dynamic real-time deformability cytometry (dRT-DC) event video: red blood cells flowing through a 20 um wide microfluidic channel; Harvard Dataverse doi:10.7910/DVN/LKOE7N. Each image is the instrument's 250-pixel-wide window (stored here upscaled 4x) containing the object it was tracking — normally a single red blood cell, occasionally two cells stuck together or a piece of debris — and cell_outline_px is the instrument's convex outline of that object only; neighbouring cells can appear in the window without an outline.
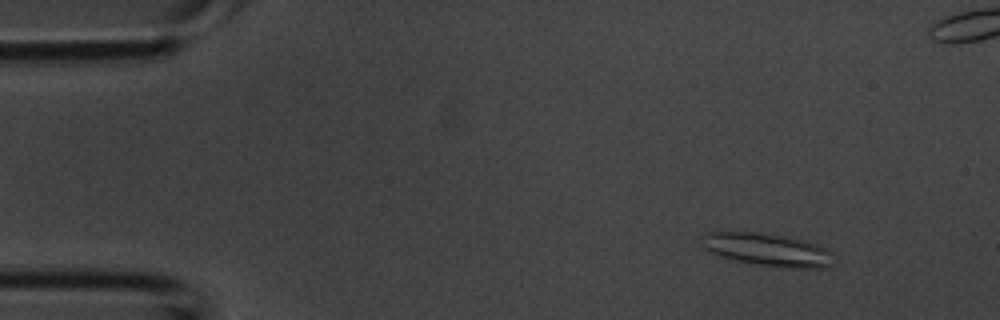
{"species": "common noctule bat (a hibernating species)", "species_latin": "Nyctalus noctula", "temperature_condition": "room temperature", "stored_images_in_passage": 43, "camera_frame_rate_fps": 3000, "um_per_image_px": 0.085, "animal": {"sex": "male", "body_mass_g": 20.1, "forearm_length_mm": 53.5}, "frame": {"image": 1, "passage_image": 4, "time_ms": 1.0, "image_size_px": [1000, 320], "cell_outline_px": [[832, 252], [828, 264], [824, 268], [792, 268], [756, 264], [736, 260], [720, 256], [704, 248], [700, 236], [708, 232], [752, 232], [784, 236], [800, 240], [824, 248]], "centroid_in_image_um": [65.15, 21.22], "position_along_channel_um": 19.9, "area_um2": 24.45}}
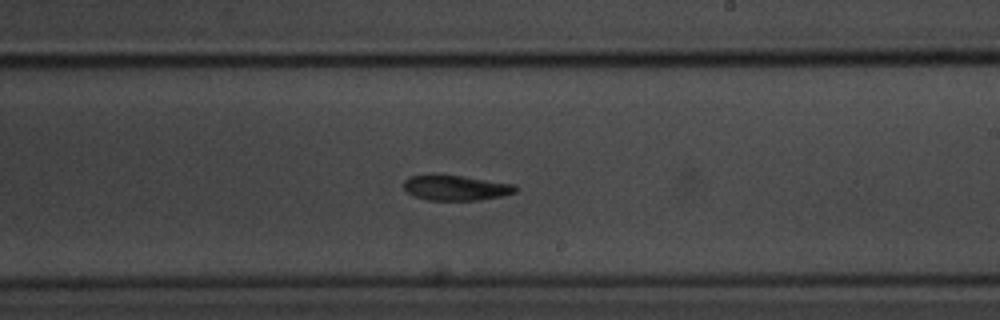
{"frame": {"image": 2, "passage_image": 24, "time_ms": 7.667, "image_size_px": [1000, 320], "cell_outline_px": [[516, 192], [500, 196], [480, 200], [428, 200], [416, 196], [408, 192], [404, 188], [404, 180], [408, 176], [460, 176], [512, 184], [516, 188]], "centroid_in_image_um": [38.73, 15.98], "position_along_channel_um": 250.3, "area_um2": 15.78}}
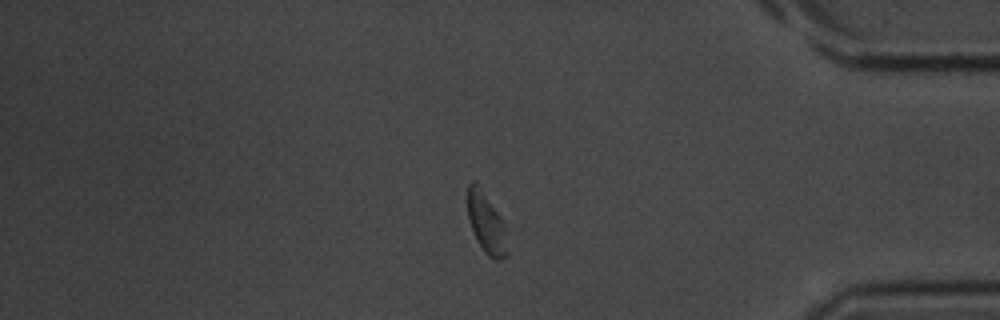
{"frame": {"image": 3, "passage_image": 35, "time_ms": 11.333, "image_size_px": [1000, 320], "cell_outline_px": [[508, 252], [500, 260], [496, 260], [488, 256], [484, 252], [468, 220], [468, 184], [472, 180], [480, 184], [504, 220]], "centroid_in_image_um": [41.36, 18.9], "position_along_channel_um": 393.8, "area_um2": 14.22}}